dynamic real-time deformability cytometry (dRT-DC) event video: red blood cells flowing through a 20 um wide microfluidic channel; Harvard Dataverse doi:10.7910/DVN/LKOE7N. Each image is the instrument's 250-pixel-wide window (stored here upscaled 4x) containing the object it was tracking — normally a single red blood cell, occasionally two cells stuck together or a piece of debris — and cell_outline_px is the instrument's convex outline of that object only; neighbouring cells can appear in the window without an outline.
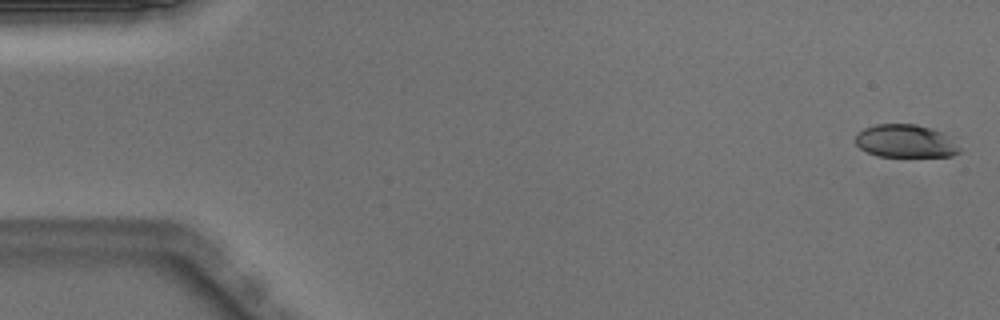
{"species": "Egyptian fruit bat (a non-hibernating species)", "species_latin": "Rousettus aegyptiacus", "temperature_condition": "warm", "stored_images_in_passage": 50, "camera_frame_rate_fps": 3000, "um_per_image_px": 0.085, "animal": {"sex": "male"}, "frame": {"image": 1, "passage_image": 1, "time_ms": 0.0, "image_size_px": [1000, 320], "cell_outline_px": [[960, 152], [952, 156], [876, 156], [860, 148], [856, 144], [856, 136], [864, 128], [876, 124], [916, 124], [932, 128], [944, 132], [952, 136], [960, 148]], "centroid_in_image_um": [77.03, 11.99], "position_along_channel_um": 8.0, "area_um2": 20.17}}
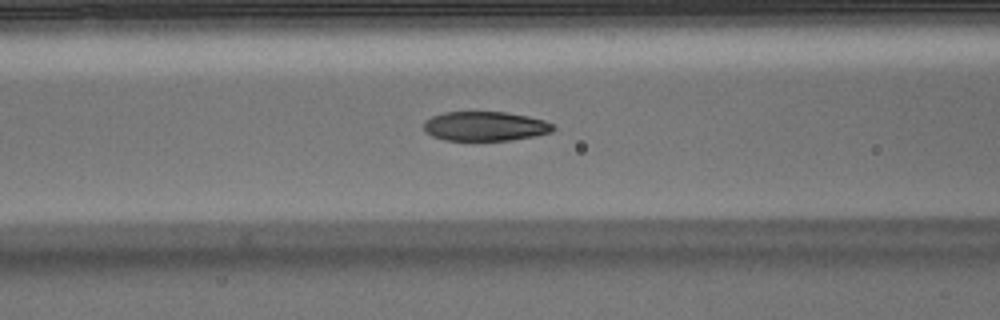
{"frame": {"image": 2, "passage_image": 20, "time_ms": 6.333, "image_size_px": [1000, 320], "cell_outline_px": [[556, 128], [552, 132], [536, 136], [512, 140], [444, 140], [432, 136], [424, 132], [424, 120], [432, 116], [444, 112], [504, 112], [528, 116], [544, 120], [552, 124]], "centroid_in_image_um": [41.23, 10.73], "position_along_channel_um": 125.4, "area_um2": 22.31}}
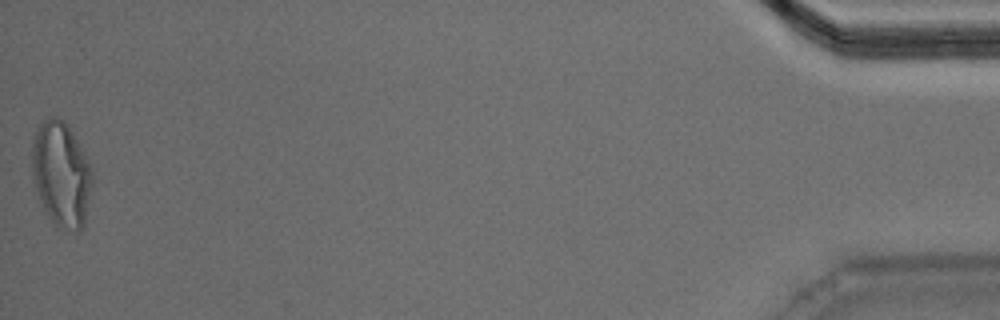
{"frame": {"image": 3, "passage_image": 50, "time_ms": 16.333, "image_size_px": [1000, 320], "cell_outline_px": [[92, 184], [84, 224], [80, 232], [76, 232], [56, 224], [52, 220], [44, 208], [40, 200], [32, 180], [32, 140], [36, 128], [48, 116], [56, 116], [68, 124], [92, 168]], "centroid_in_image_um": [5.2, 14.76], "position_along_channel_um": 430.0, "area_um2": 36.82}, "authors_computed_cell_mechanics": {"area_um2": 23.3512, "velocity_mm_per_s": 4.0107, "shape_relaxation_time_tau1_ms": 6.2131, "shape_relaxation_time_tau2_ms": 1.0946, "deformation_change_tau1": 0.2196, "deformation_change_tau2": 0.0687}}